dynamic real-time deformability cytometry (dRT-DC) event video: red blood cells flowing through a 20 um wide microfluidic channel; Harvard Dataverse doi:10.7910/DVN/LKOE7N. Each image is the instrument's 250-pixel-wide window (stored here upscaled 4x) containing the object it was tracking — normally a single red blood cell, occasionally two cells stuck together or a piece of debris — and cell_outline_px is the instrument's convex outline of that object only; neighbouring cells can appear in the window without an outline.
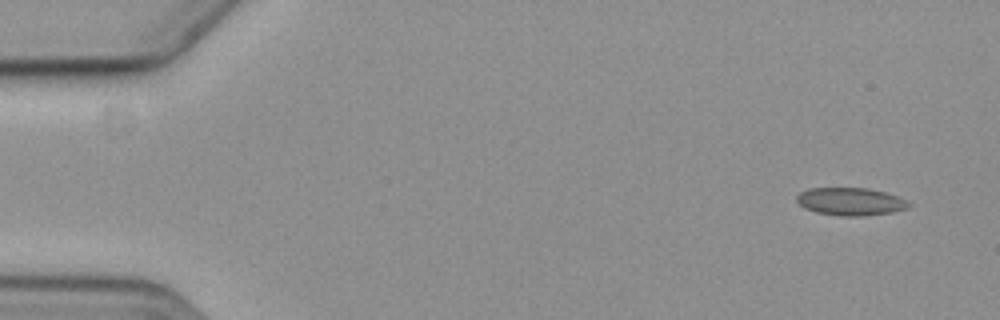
{"species": "common noctule bat (a hibernating species)", "species_latin": "Nyctalus noctula", "temperature_condition": "cold", "stored_images_in_passage": 6, "camera_frame_rate_fps": 3000, "um_per_image_px": 0.085, "animal": {"sex": "female", "body_mass_g": 19.3, "forearm_length_mm": 54.1}, "frame": {"image": 1, "passage_image": 1, "time_ms": 0.0, "image_size_px": [1000, 320], "cell_outline_px": [[912, 204], [908, 208], [892, 212], [864, 216], [840, 216], [816, 212], [804, 208], [796, 200], [796, 196], [800, 192], [808, 188], [868, 188], [884, 192], [896, 196]], "centroid_in_image_um": [72.27, 17.13], "position_along_channel_um": 12.7, "area_um2": 18.09}}
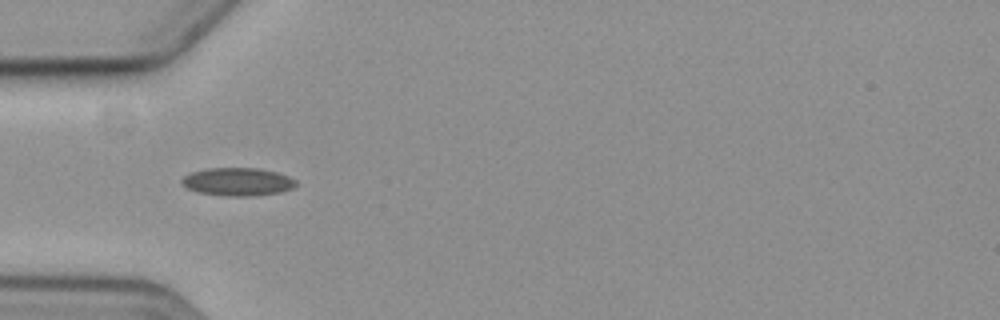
{"frame": {"image": 2, "passage_image": 5, "time_ms": 5.0, "image_size_px": [1000, 320], "cell_outline_px": [[296, 184], [292, 188], [280, 192], [252, 196], [228, 196], [200, 192], [188, 188], [180, 184], [180, 180], [184, 176], [192, 172], [208, 168], [260, 168], [276, 172], [288, 176], [296, 180]], "centroid_in_image_um": [20.2, 15.44], "position_along_channel_um": 64.8, "area_um2": 18.55}}
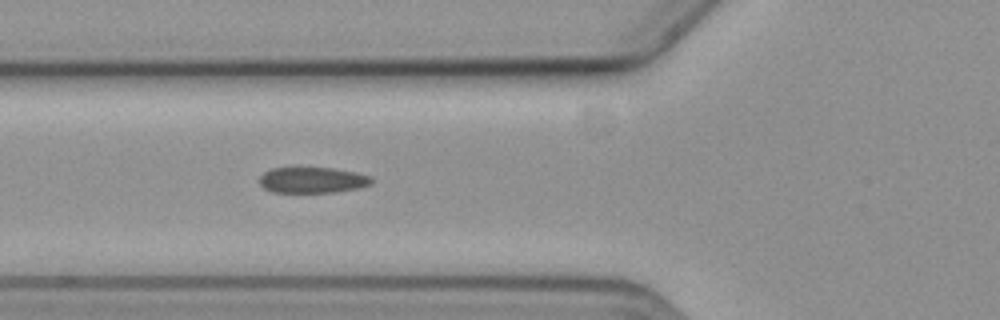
{"frame": {"image": 3, "passage_image": 6, "time_ms": 6.0, "image_size_px": [1000, 320], "cell_outline_px": [[372, 184], [360, 188], [336, 192], [272, 192], [264, 188], [260, 184], [260, 176], [264, 172], [272, 168], [332, 168], [352, 172], [368, 176], [372, 180]], "centroid_in_image_um": [26.53, 15.31], "position_along_channel_um": 99.3, "area_um2": 16.7}}